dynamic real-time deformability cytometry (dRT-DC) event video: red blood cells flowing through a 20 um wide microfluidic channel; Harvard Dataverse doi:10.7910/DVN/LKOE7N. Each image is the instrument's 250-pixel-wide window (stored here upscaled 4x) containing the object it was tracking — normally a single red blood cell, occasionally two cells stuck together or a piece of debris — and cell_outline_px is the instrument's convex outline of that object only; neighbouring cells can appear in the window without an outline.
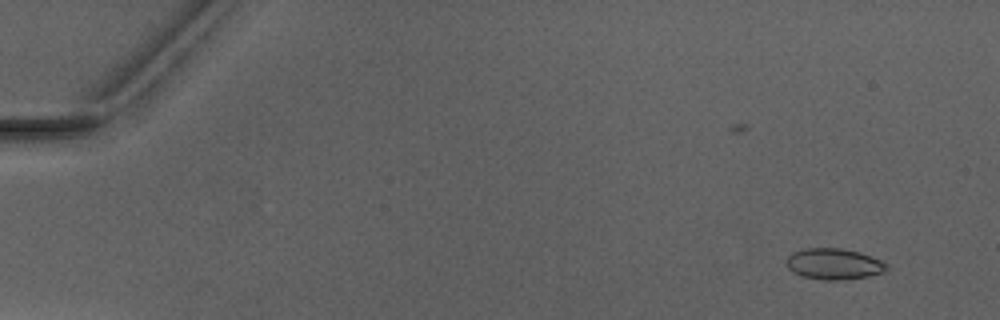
{"species": "Egyptian fruit bat (a non-hibernating species)", "species_latin": "Rousettus aegyptiacus", "temperature_condition": "warm", "stored_images_in_passage": 8, "camera_frame_rate_fps": 3000, "um_per_image_px": 0.085, "animal": {"sex": "male"}, "frame": {"image": 1, "passage_image": 2, "time_ms": 1.0, "image_size_px": [1000, 320], "cell_outline_px": [[888, 268], [884, 272], [868, 276], [844, 280], [824, 280], [804, 276], [792, 272], [784, 264], [784, 260], [792, 252], [808, 248], [840, 248], [860, 252], [880, 260], [888, 264]], "centroid_in_image_um": [70.86, 22.43], "position_along_channel_um": 14.1, "area_um2": 18.26}}
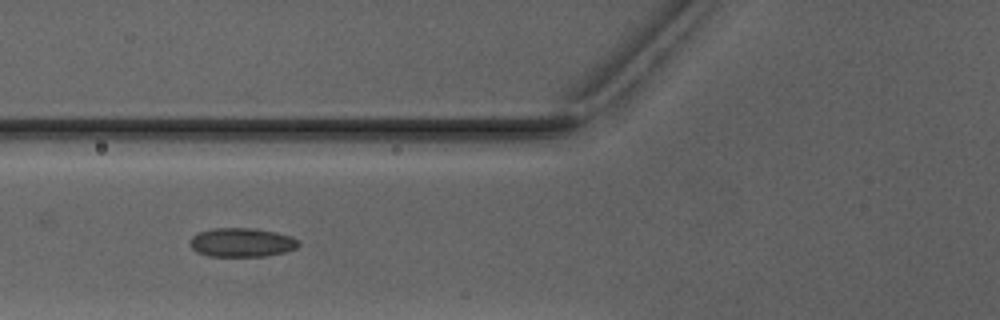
{"frame": {"image": 2, "passage_image": 6, "time_ms": 6.667, "image_size_px": [1000, 320], "cell_outline_px": [[300, 244], [296, 248], [284, 252], [264, 256], [208, 256], [196, 252], [192, 248], [188, 240], [192, 236], [200, 232], [212, 228], [256, 228], [276, 232], [292, 236], [300, 240]], "centroid_in_image_um": [20.55, 20.6], "position_along_channel_um": 105.2, "area_um2": 18.5}}
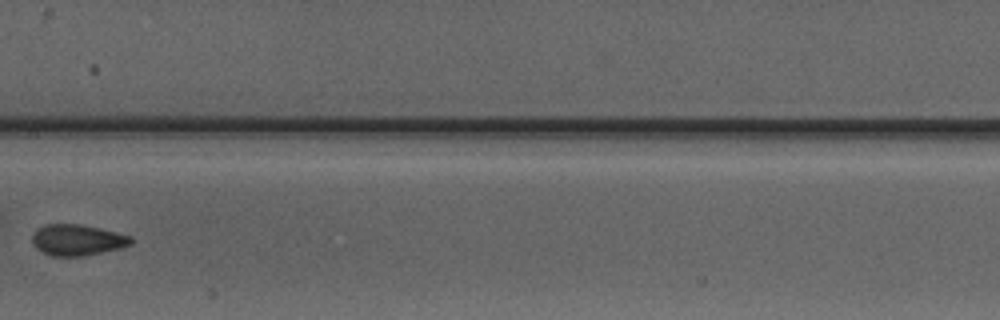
{"frame": {"image": 3, "passage_image": 8, "time_ms": 9.0, "image_size_px": [1000, 320], "cell_outline_px": [[132, 244], [120, 248], [84, 256], [52, 256], [36, 248], [32, 244], [32, 236], [36, 228], [48, 224], [80, 224], [100, 228], [132, 236]], "centroid_in_image_um": [6.56, 20.39], "position_along_channel_um": 200.8, "area_um2": 17.92}}